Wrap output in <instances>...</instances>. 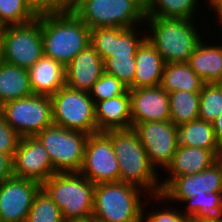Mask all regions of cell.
<instances>
[{
	"mask_svg": "<svg viewBox=\"0 0 222 222\" xmlns=\"http://www.w3.org/2000/svg\"><path fill=\"white\" fill-rule=\"evenodd\" d=\"M91 29L72 11L41 14L44 55L65 67L90 45Z\"/></svg>",
	"mask_w": 222,
	"mask_h": 222,
	"instance_id": "obj_1",
	"label": "cell"
},
{
	"mask_svg": "<svg viewBox=\"0 0 222 222\" xmlns=\"http://www.w3.org/2000/svg\"><path fill=\"white\" fill-rule=\"evenodd\" d=\"M111 142L118 158L120 182L140 187L148 196L162 192L159 174L132 129L111 130Z\"/></svg>",
	"mask_w": 222,
	"mask_h": 222,
	"instance_id": "obj_2",
	"label": "cell"
},
{
	"mask_svg": "<svg viewBox=\"0 0 222 222\" xmlns=\"http://www.w3.org/2000/svg\"><path fill=\"white\" fill-rule=\"evenodd\" d=\"M146 22L149 25L146 29H150L147 39L164 63H187L202 40L193 19L146 17Z\"/></svg>",
	"mask_w": 222,
	"mask_h": 222,
	"instance_id": "obj_3",
	"label": "cell"
},
{
	"mask_svg": "<svg viewBox=\"0 0 222 222\" xmlns=\"http://www.w3.org/2000/svg\"><path fill=\"white\" fill-rule=\"evenodd\" d=\"M41 188L60 208L65 222L92 218L95 184L79 172L55 173Z\"/></svg>",
	"mask_w": 222,
	"mask_h": 222,
	"instance_id": "obj_4",
	"label": "cell"
},
{
	"mask_svg": "<svg viewBox=\"0 0 222 222\" xmlns=\"http://www.w3.org/2000/svg\"><path fill=\"white\" fill-rule=\"evenodd\" d=\"M143 191L124 182L95 185L92 219L100 222H143Z\"/></svg>",
	"mask_w": 222,
	"mask_h": 222,
	"instance_id": "obj_5",
	"label": "cell"
},
{
	"mask_svg": "<svg viewBox=\"0 0 222 222\" xmlns=\"http://www.w3.org/2000/svg\"><path fill=\"white\" fill-rule=\"evenodd\" d=\"M72 11L90 29L140 27L146 18L145 0H74Z\"/></svg>",
	"mask_w": 222,
	"mask_h": 222,
	"instance_id": "obj_6",
	"label": "cell"
},
{
	"mask_svg": "<svg viewBox=\"0 0 222 222\" xmlns=\"http://www.w3.org/2000/svg\"><path fill=\"white\" fill-rule=\"evenodd\" d=\"M0 42L2 61L31 68L44 55L41 14L26 24L4 26Z\"/></svg>",
	"mask_w": 222,
	"mask_h": 222,
	"instance_id": "obj_7",
	"label": "cell"
},
{
	"mask_svg": "<svg viewBox=\"0 0 222 222\" xmlns=\"http://www.w3.org/2000/svg\"><path fill=\"white\" fill-rule=\"evenodd\" d=\"M50 98L55 125L88 135L99 132L95 119V103L90 93L65 85Z\"/></svg>",
	"mask_w": 222,
	"mask_h": 222,
	"instance_id": "obj_8",
	"label": "cell"
},
{
	"mask_svg": "<svg viewBox=\"0 0 222 222\" xmlns=\"http://www.w3.org/2000/svg\"><path fill=\"white\" fill-rule=\"evenodd\" d=\"M88 136L55 124L36 135L47 150L56 173L80 171Z\"/></svg>",
	"mask_w": 222,
	"mask_h": 222,
	"instance_id": "obj_9",
	"label": "cell"
},
{
	"mask_svg": "<svg viewBox=\"0 0 222 222\" xmlns=\"http://www.w3.org/2000/svg\"><path fill=\"white\" fill-rule=\"evenodd\" d=\"M0 112L7 124L21 137L36 136L54 124L49 96L32 94L12 100L0 106Z\"/></svg>",
	"mask_w": 222,
	"mask_h": 222,
	"instance_id": "obj_10",
	"label": "cell"
},
{
	"mask_svg": "<svg viewBox=\"0 0 222 222\" xmlns=\"http://www.w3.org/2000/svg\"><path fill=\"white\" fill-rule=\"evenodd\" d=\"M95 185L120 182L118 158L111 142V130L88 136L79 171Z\"/></svg>",
	"mask_w": 222,
	"mask_h": 222,
	"instance_id": "obj_11",
	"label": "cell"
},
{
	"mask_svg": "<svg viewBox=\"0 0 222 222\" xmlns=\"http://www.w3.org/2000/svg\"><path fill=\"white\" fill-rule=\"evenodd\" d=\"M161 187L162 192L152 195V200H162V202L172 200L182 203L185 199H194L207 191L222 192V160L219 159L211 167L198 174L161 180Z\"/></svg>",
	"mask_w": 222,
	"mask_h": 222,
	"instance_id": "obj_12",
	"label": "cell"
},
{
	"mask_svg": "<svg viewBox=\"0 0 222 222\" xmlns=\"http://www.w3.org/2000/svg\"><path fill=\"white\" fill-rule=\"evenodd\" d=\"M132 129L155 169H166L179 145L177 126L171 120L149 121L138 123Z\"/></svg>",
	"mask_w": 222,
	"mask_h": 222,
	"instance_id": "obj_13",
	"label": "cell"
},
{
	"mask_svg": "<svg viewBox=\"0 0 222 222\" xmlns=\"http://www.w3.org/2000/svg\"><path fill=\"white\" fill-rule=\"evenodd\" d=\"M12 165L13 177L41 185L56 173L47 150L36 136L21 137Z\"/></svg>",
	"mask_w": 222,
	"mask_h": 222,
	"instance_id": "obj_14",
	"label": "cell"
},
{
	"mask_svg": "<svg viewBox=\"0 0 222 222\" xmlns=\"http://www.w3.org/2000/svg\"><path fill=\"white\" fill-rule=\"evenodd\" d=\"M41 184L11 177L0 183V222H26Z\"/></svg>",
	"mask_w": 222,
	"mask_h": 222,
	"instance_id": "obj_15",
	"label": "cell"
},
{
	"mask_svg": "<svg viewBox=\"0 0 222 222\" xmlns=\"http://www.w3.org/2000/svg\"><path fill=\"white\" fill-rule=\"evenodd\" d=\"M137 28L100 27L91 29L90 44L103 61L113 55H136L138 48L147 39V34L144 35V32L141 31L143 33L141 35Z\"/></svg>",
	"mask_w": 222,
	"mask_h": 222,
	"instance_id": "obj_16",
	"label": "cell"
},
{
	"mask_svg": "<svg viewBox=\"0 0 222 222\" xmlns=\"http://www.w3.org/2000/svg\"><path fill=\"white\" fill-rule=\"evenodd\" d=\"M132 128L142 122L170 120L169 94L159 85L129 89Z\"/></svg>",
	"mask_w": 222,
	"mask_h": 222,
	"instance_id": "obj_17",
	"label": "cell"
},
{
	"mask_svg": "<svg viewBox=\"0 0 222 222\" xmlns=\"http://www.w3.org/2000/svg\"><path fill=\"white\" fill-rule=\"evenodd\" d=\"M65 73L66 86L89 93L104 73V61L90 44L70 61L65 67Z\"/></svg>",
	"mask_w": 222,
	"mask_h": 222,
	"instance_id": "obj_18",
	"label": "cell"
},
{
	"mask_svg": "<svg viewBox=\"0 0 222 222\" xmlns=\"http://www.w3.org/2000/svg\"><path fill=\"white\" fill-rule=\"evenodd\" d=\"M27 71L35 95L51 97L66 84L65 66L45 55Z\"/></svg>",
	"mask_w": 222,
	"mask_h": 222,
	"instance_id": "obj_19",
	"label": "cell"
},
{
	"mask_svg": "<svg viewBox=\"0 0 222 222\" xmlns=\"http://www.w3.org/2000/svg\"><path fill=\"white\" fill-rule=\"evenodd\" d=\"M95 119L98 131L132 128L129 90L125 94L97 102Z\"/></svg>",
	"mask_w": 222,
	"mask_h": 222,
	"instance_id": "obj_20",
	"label": "cell"
},
{
	"mask_svg": "<svg viewBox=\"0 0 222 222\" xmlns=\"http://www.w3.org/2000/svg\"><path fill=\"white\" fill-rule=\"evenodd\" d=\"M219 158L209 149L178 145L172 162L164 170L169 177L194 175L216 163Z\"/></svg>",
	"mask_w": 222,
	"mask_h": 222,
	"instance_id": "obj_21",
	"label": "cell"
},
{
	"mask_svg": "<svg viewBox=\"0 0 222 222\" xmlns=\"http://www.w3.org/2000/svg\"><path fill=\"white\" fill-rule=\"evenodd\" d=\"M133 88L155 87L161 84L164 61L156 48L146 39L138 48Z\"/></svg>",
	"mask_w": 222,
	"mask_h": 222,
	"instance_id": "obj_22",
	"label": "cell"
},
{
	"mask_svg": "<svg viewBox=\"0 0 222 222\" xmlns=\"http://www.w3.org/2000/svg\"><path fill=\"white\" fill-rule=\"evenodd\" d=\"M216 44L201 40L187 62L204 83H222V42Z\"/></svg>",
	"mask_w": 222,
	"mask_h": 222,
	"instance_id": "obj_23",
	"label": "cell"
},
{
	"mask_svg": "<svg viewBox=\"0 0 222 222\" xmlns=\"http://www.w3.org/2000/svg\"><path fill=\"white\" fill-rule=\"evenodd\" d=\"M27 69L0 62V106L32 95Z\"/></svg>",
	"mask_w": 222,
	"mask_h": 222,
	"instance_id": "obj_24",
	"label": "cell"
},
{
	"mask_svg": "<svg viewBox=\"0 0 222 222\" xmlns=\"http://www.w3.org/2000/svg\"><path fill=\"white\" fill-rule=\"evenodd\" d=\"M177 132L179 145L209 149L219 158L221 145L215 137L213 123L196 119L178 126Z\"/></svg>",
	"mask_w": 222,
	"mask_h": 222,
	"instance_id": "obj_25",
	"label": "cell"
},
{
	"mask_svg": "<svg viewBox=\"0 0 222 222\" xmlns=\"http://www.w3.org/2000/svg\"><path fill=\"white\" fill-rule=\"evenodd\" d=\"M205 83L188 63H165L160 86L169 94L175 91L200 92Z\"/></svg>",
	"mask_w": 222,
	"mask_h": 222,
	"instance_id": "obj_26",
	"label": "cell"
},
{
	"mask_svg": "<svg viewBox=\"0 0 222 222\" xmlns=\"http://www.w3.org/2000/svg\"><path fill=\"white\" fill-rule=\"evenodd\" d=\"M183 202L188 205L181 211L191 217L192 222H222V192L207 191Z\"/></svg>",
	"mask_w": 222,
	"mask_h": 222,
	"instance_id": "obj_27",
	"label": "cell"
},
{
	"mask_svg": "<svg viewBox=\"0 0 222 222\" xmlns=\"http://www.w3.org/2000/svg\"><path fill=\"white\" fill-rule=\"evenodd\" d=\"M197 2L199 0H145L146 17L195 19Z\"/></svg>",
	"mask_w": 222,
	"mask_h": 222,
	"instance_id": "obj_28",
	"label": "cell"
},
{
	"mask_svg": "<svg viewBox=\"0 0 222 222\" xmlns=\"http://www.w3.org/2000/svg\"><path fill=\"white\" fill-rule=\"evenodd\" d=\"M200 92L175 91L169 93L170 120L178 127L199 119Z\"/></svg>",
	"mask_w": 222,
	"mask_h": 222,
	"instance_id": "obj_29",
	"label": "cell"
},
{
	"mask_svg": "<svg viewBox=\"0 0 222 222\" xmlns=\"http://www.w3.org/2000/svg\"><path fill=\"white\" fill-rule=\"evenodd\" d=\"M222 112V83H205L200 91L199 119L213 123Z\"/></svg>",
	"mask_w": 222,
	"mask_h": 222,
	"instance_id": "obj_30",
	"label": "cell"
},
{
	"mask_svg": "<svg viewBox=\"0 0 222 222\" xmlns=\"http://www.w3.org/2000/svg\"><path fill=\"white\" fill-rule=\"evenodd\" d=\"M37 17L27 0H0V23L3 26L26 24Z\"/></svg>",
	"mask_w": 222,
	"mask_h": 222,
	"instance_id": "obj_31",
	"label": "cell"
},
{
	"mask_svg": "<svg viewBox=\"0 0 222 222\" xmlns=\"http://www.w3.org/2000/svg\"><path fill=\"white\" fill-rule=\"evenodd\" d=\"M26 222H65L60 208L41 188L36 194Z\"/></svg>",
	"mask_w": 222,
	"mask_h": 222,
	"instance_id": "obj_32",
	"label": "cell"
},
{
	"mask_svg": "<svg viewBox=\"0 0 222 222\" xmlns=\"http://www.w3.org/2000/svg\"><path fill=\"white\" fill-rule=\"evenodd\" d=\"M136 55H113L104 61V72L122 81L129 89H133Z\"/></svg>",
	"mask_w": 222,
	"mask_h": 222,
	"instance_id": "obj_33",
	"label": "cell"
},
{
	"mask_svg": "<svg viewBox=\"0 0 222 222\" xmlns=\"http://www.w3.org/2000/svg\"><path fill=\"white\" fill-rule=\"evenodd\" d=\"M128 90V86H126L122 81L104 72L93 84L89 93L90 97L96 104L99 101L125 94Z\"/></svg>",
	"mask_w": 222,
	"mask_h": 222,
	"instance_id": "obj_34",
	"label": "cell"
},
{
	"mask_svg": "<svg viewBox=\"0 0 222 222\" xmlns=\"http://www.w3.org/2000/svg\"><path fill=\"white\" fill-rule=\"evenodd\" d=\"M20 139L21 136L7 124L3 114L0 112V153L13 159Z\"/></svg>",
	"mask_w": 222,
	"mask_h": 222,
	"instance_id": "obj_35",
	"label": "cell"
},
{
	"mask_svg": "<svg viewBox=\"0 0 222 222\" xmlns=\"http://www.w3.org/2000/svg\"><path fill=\"white\" fill-rule=\"evenodd\" d=\"M37 15L72 10L74 0H27Z\"/></svg>",
	"mask_w": 222,
	"mask_h": 222,
	"instance_id": "obj_36",
	"label": "cell"
},
{
	"mask_svg": "<svg viewBox=\"0 0 222 222\" xmlns=\"http://www.w3.org/2000/svg\"><path fill=\"white\" fill-rule=\"evenodd\" d=\"M145 207L143 208V222H192L191 217L186 216L181 209L177 210L174 208L164 209L161 211H158L157 209L155 210L156 212L148 211V215L145 214ZM147 216V217H145ZM146 218V220H145Z\"/></svg>",
	"mask_w": 222,
	"mask_h": 222,
	"instance_id": "obj_37",
	"label": "cell"
},
{
	"mask_svg": "<svg viewBox=\"0 0 222 222\" xmlns=\"http://www.w3.org/2000/svg\"><path fill=\"white\" fill-rule=\"evenodd\" d=\"M13 177L12 158L0 153V183Z\"/></svg>",
	"mask_w": 222,
	"mask_h": 222,
	"instance_id": "obj_38",
	"label": "cell"
},
{
	"mask_svg": "<svg viewBox=\"0 0 222 222\" xmlns=\"http://www.w3.org/2000/svg\"><path fill=\"white\" fill-rule=\"evenodd\" d=\"M213 128L215 131V137L219 144H222V112L218 116V118L213 122Z\"/></svg>",
	"mask_w": 222,
	"mask_h": 222,
	"instance_id": "obj_39",
	"label": "cell"
},
{
	"mask_svg": "<svg viewBox=\"0 0 222 222\" xmlns=\"http://www.w3.org/2000/svg\"><path fill=\"white\" fill-rule=\"evenodd\" d=\"M208 7L213 8L215 14H222V0H208Z\"/></svg>",
	"mask_w": 222,
	"mask_h": 222,
	"instance_id": "obj_40",
	"label": "cell"
},
{
	"mask_svg": "<svg viewBox=\"0 0 222 222\" xmlns=\"http://www.w3.org/2000/svg\"><path fill=\"white\" fill-rule=\"evenodd\" d=\"M216 16H217V23H219L220 22V24H221V26H222V14H216ZM221 29V31H222V27L220 28ZM220 42H222V41H220Z\"/></svg>",
	"mask_w": 222,
	"mask_h": 222,
	"instance_id": "obj_41",
	"label": "cell"
},
{
	"mask_svg": "<svg viewBox=\"0 0 222 222\" xmlns=\"http://www.w3.org/2000/svg\"><path fill=\"white\" fill-rule=\"evenodd\" d=\"M3 27H4V26L0 23V41H1V36H2Z\"/></svg>",
	"mask_w": 222,
	"mask_h": 222,
	"instance_id": "obj_42",
	"label": "cell"
},
{
	"mask_svg": "<svg viewBox=\"0 0 222 222\" xmlns=\"http://www.w3.org/2000/svg\"><path fill=\"white\" fill-rule=\"evenodd\" d=\"M71 222H92V218L86 221H71Z\"/></svg>",
	"mask_w": 222,
	"mask_h": 222,
	"instance_id": "obj_43",
	"label": "cell"
},
{
	"mask_svg": "<svg viewBox=\"0 0 222 222\" xmlns=\"http://www.w3.org/2000/svg\"><path fill=\"white\" fill-rule=\"evenodd\" d=\"M219 159L222 160V144H221V150H220Z\"/></svg>",
	"mask_w": 222,
	"mask_h": 222,
	"instance_id": "obj_44",
	"label": "cell"
},
{
	"mask_svg": "<svg viewBox=\"0 0 222 222\" xmlns=\"http://www.w3.org/2000/svg\"><path fill=\"white\" fill-rule=\"evenodd\" d=\"M2 61V54H1V42H0V62Z\"/></svg>",
	"mask_w": 222,
	"mask_h": 222,
	"instance_id": "obj_45",
	"label": "cell"
},
{
	"mask_svg": "<svg viewBox=\"0 0 222 222\" xmlns=\"http://www.w3.org/2000/svg\"><path fill=\"white\" fill-rule=\"evenodd\" d=\"M92 222H100V221H97V220H95V219H92Z\"/></svg>",
	"mask_w": 222,
	"mask_h": 222,
	"instance_id": "obj_46",
	"label": "cell"
}]
</instances>
